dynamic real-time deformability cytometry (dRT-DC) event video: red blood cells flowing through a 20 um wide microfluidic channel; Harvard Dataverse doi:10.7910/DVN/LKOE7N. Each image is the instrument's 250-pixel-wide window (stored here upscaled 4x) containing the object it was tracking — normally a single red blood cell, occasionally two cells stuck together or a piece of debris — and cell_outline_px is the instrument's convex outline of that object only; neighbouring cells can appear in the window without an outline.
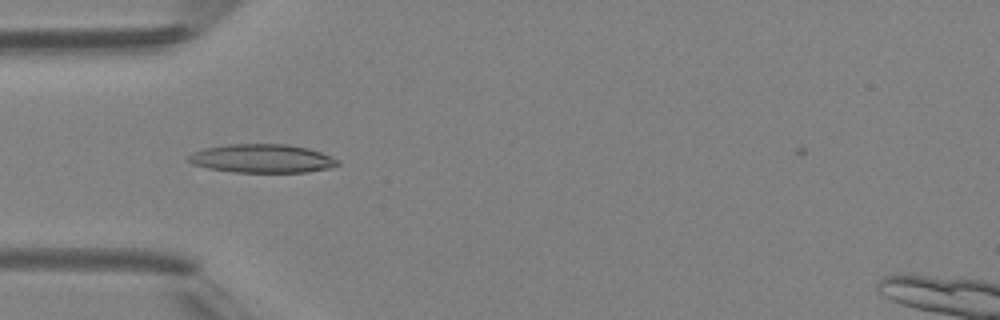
{"species": "Egyptian fruit bat (a non-hibernating species)", "species_latin": "Rousettus aegyptiacus", "temperature_condition": "room temperature", "stored_images_in_passage": 5, "camera_frame_rate_fps": 3000, "um_per_image_px": 0.085, "animal": {"sex": "female"}, "frame": {"image": 1, "passage_image": 4, "time_ms": 4.333, "image_size_px": [1000, 320], "cell_outline_px": [[340, 164], [328, 168], [308, 172], [232, 172], [208, 168], [192, 164], [184, 160], [192, 152], [204, 148], [228, 144], [288, 144], [308, 148], [320, 152], [340, 160]], "centroid_in_image_um": [22.24, 13.47], "position_along_channel_um": 62.8, "area_um2": 25.03}}
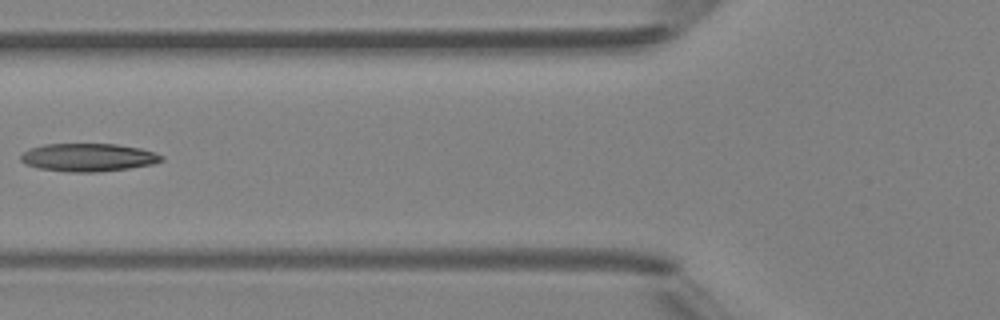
{"frame": {"image": 2, "passage_image": 5, "time_ms": 5.667, "image_size_px": [1000, 320], "cell_outline_px": [[164, 160], [152, 164], [128, 168], [100, 172], [68, 172], [36, 168], [24, 164], [20, 160], [20, 156], [28, 148], [44, 144], [116, 144], [140, 148], [164, 156]], "centroid_in_image_um": [7.45, 13.38], "position_along_channel_um": 118.3, "area_um2": 23.12}}